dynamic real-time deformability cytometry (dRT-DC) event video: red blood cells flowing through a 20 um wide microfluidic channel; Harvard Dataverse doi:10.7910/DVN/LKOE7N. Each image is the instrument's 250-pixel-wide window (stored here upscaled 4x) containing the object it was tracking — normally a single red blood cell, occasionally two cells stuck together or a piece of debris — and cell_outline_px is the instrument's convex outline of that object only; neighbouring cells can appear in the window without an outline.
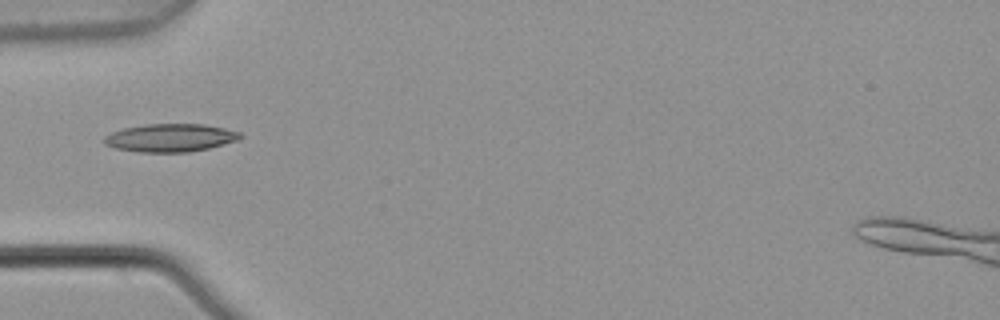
{"species": "common noctule bat (a hibernating species)", "species_latin": "Nyctalus noctula", "temperature_condition": "warm", "stored_images_in_passage": 1, "camera_frame_rate_fps": 3000, "um_per_image_px": 0.085, "animal": {"sex": "male", "body_mass_g": 21.5, "forearm_length_mm": 52.0}, "frame": {"image": 1, "passage_image": 1, "time_ms": 0.0, "image_size_px": [1000, 320], "cell_outline_px": [[244, 136], [240, 140], [208, 148], [188, 152], [136, 152], [116, 148], [104, 144], [104, 136], [112, 132], [124, 128], [144, 124], [204, 124], [224, 128], [240, 132]], "centroid_in_image_um": [14.5, 11.71], "position_along_channel_um": 70.5, "area_um2": 22.31}}